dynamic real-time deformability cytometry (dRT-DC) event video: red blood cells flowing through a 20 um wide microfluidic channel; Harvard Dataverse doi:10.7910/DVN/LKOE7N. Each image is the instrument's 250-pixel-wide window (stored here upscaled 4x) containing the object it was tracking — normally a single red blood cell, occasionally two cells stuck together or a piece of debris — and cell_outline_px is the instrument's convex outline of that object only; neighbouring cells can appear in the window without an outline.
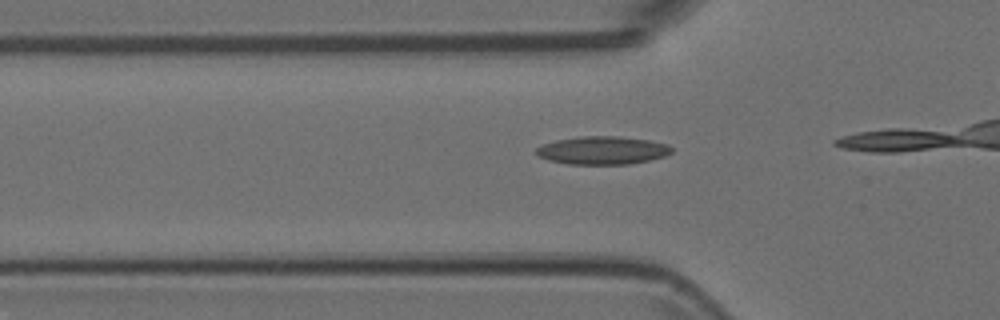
{"species": "Egyptian fruit bat (a non-hibernating species)", "species_latin": "Rousettus aegyptiacus", "temperature_condition": "room temperature", "stored_images_in_passage": 8, "camera_frame_rate_fps": 3000, "um_per_image_px": 0.085, "animal": {"sex": "female"}, "frame": {"image": 1, "passage_image": 4, "time_ms": 1.0, "image_size_px": [1000, 320], "cell_outline_px": [[672, 152], [664, 156], [648, 160], [628, 164], [568, 164], [548, 160], [536, 156], [536, 148], [544, 144], [556, 140], [580, 136], [620, 136], [648, 140], [668, 144], [672, 148]], "centroid_in_image_um": [51.19, 12.78], "position_along_channel_um": 74.6, "area_um2": 22.14}}
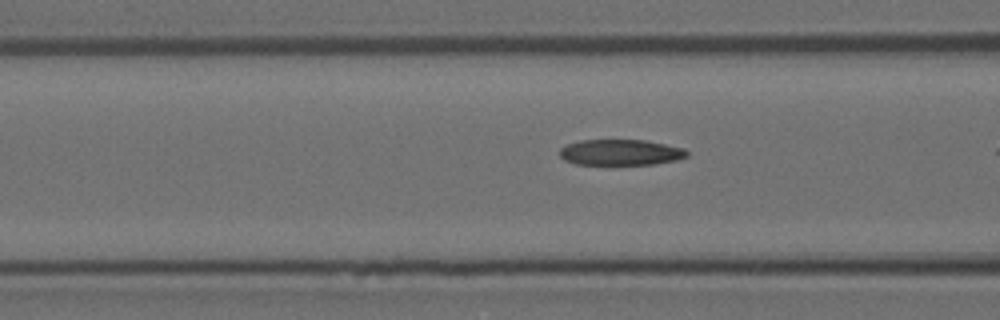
{"frame": {"image": 2, "passage_image": 7, "time_ms": 2.0, "image_size_px": [1000, 320], "cell_outline_px": [[688, 156], [676, 160], [656, 164], [576, 164], [564, 160], [560, 156], [560, 148], [568, 144], [580, 140], [644, 140], [684, 148], [688, 152]], "centroid_in_image_um": [52.75, 12.95], "position_along_channel_um": 113.8, "area_um2": 19.07}}